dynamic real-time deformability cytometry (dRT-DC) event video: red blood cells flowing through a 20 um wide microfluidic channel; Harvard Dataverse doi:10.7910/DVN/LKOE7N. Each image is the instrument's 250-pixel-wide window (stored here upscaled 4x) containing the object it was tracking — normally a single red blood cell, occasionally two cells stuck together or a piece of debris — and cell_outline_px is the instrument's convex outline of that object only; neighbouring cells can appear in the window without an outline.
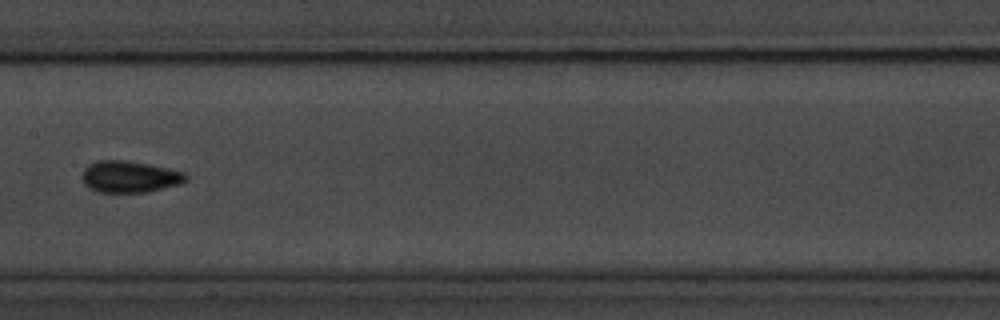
{"species": "common noctule bat (a hibernating species)", "species_latin": "Nyctalus noctula", "temperature_condition": "room temperature", "stored_images_in_passage": 14, "camera_frame_rate_fps": 3000, "um_per_image_px": 0.085, "animal": {"sex": "male", "body_mass_g": 20.1, "forearm_length_mm": 53.5}, "frame": {"image": 1, "passage_image": 7, "time_ms": 7.667, "image_size_px": [1000, 320], "cell_outline_px": [[188, 180], [180, 184], [148, 192], [100, 192], [88, 188], [84, 184], [80, 176], [84, 168], [88, 164], [100, 160], [124, 160], [148, 164], [168, 168], [184, 172], [188, 176]], "centroid_in_image_um": [11.0, 15.02], "position_along_channel_um": 196.4, "area_um2": 19.31}}
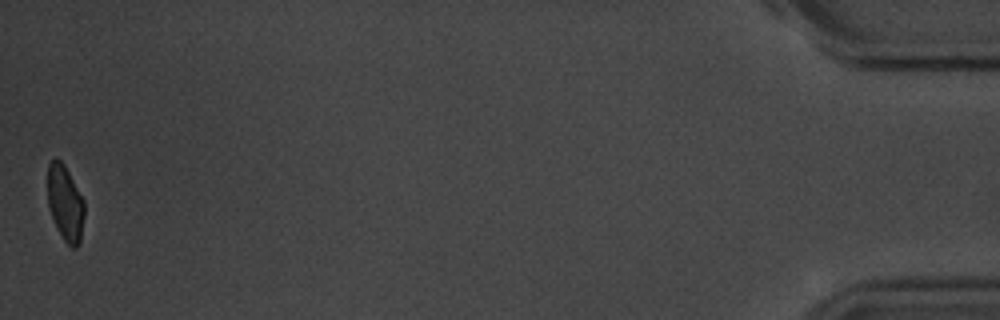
{"frame": {"image": 2, "passage_image": 14, "time_ms": 16.667, "image_size_px": [1000, 320], "cell_outline_px": [[84, 216], [80, 244], [76, 248], [72, 248], [64, 240], [56, 228], [48, 204], [48, 164], [52, 160], [60, 160], [64, 164], [84, 200]], "centroid_in_image_um": [5.56, 17.3], "position_along_channel_um": 429.6, "area_um2": 16.13}, "authors_computed_cell_mechanics": {"area_um2": 17.6001, "velocity_mm_per_s": 3.6523, "shape_relaxation_time_tau1_ms": 3.9957, "shape_relaxation_time_tau2_ms": 1.3392, "deformation_change_tau1": 0.089, "deformation_change_tau2": 0.0663}}